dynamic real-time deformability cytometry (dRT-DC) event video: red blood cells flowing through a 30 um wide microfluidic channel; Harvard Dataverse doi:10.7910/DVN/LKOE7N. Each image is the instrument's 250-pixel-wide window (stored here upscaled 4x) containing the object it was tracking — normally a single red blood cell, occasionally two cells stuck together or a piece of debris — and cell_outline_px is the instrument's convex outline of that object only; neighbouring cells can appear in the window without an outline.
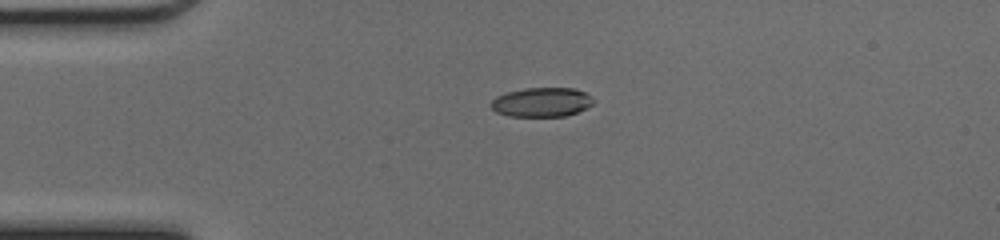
{"species": "common noctule bat (a hibernating species)", "species_latin": "Nyctalus noctula", "temperature_condition": "cold", "stored_images_in_passage": 38, "camera_frame_rate_fps": 3000, "um_per_image_px": 0.085, "animal": {"sex": "female", "body_mass_g": 17.0, "forearm_length_mm": 48.0}, "frame": {"image": 1, "passage_image": 1, "time_ms": 0.0, "image_size_px": [1000, 240], "cell_outline_px": [[596, 100], [592, 104], [576, 112], [564, 116], [508, 116], [496, 112], [488, 104], [496, 96], [508, 92], [524, 88], [576, 88], [584, 92]], "centroid_in_image_um": [46.01, 8.68], "position_along_channel_um": 39.0, "area_um2": 17.46}}
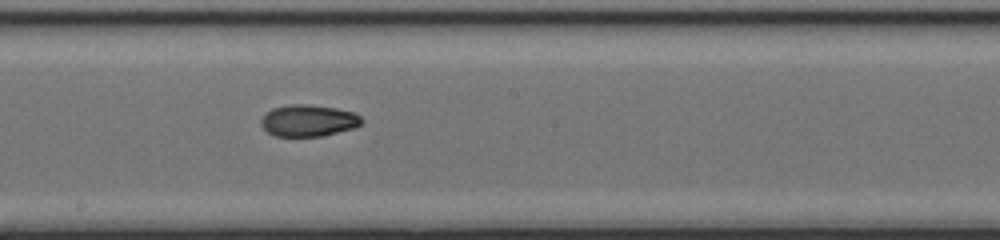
{"frame": {"image": 2, "passage_image": 16, "time_ms": 5.0, "image_size_px": [1000, 240], "cell_outline_px": [[364, 120], [360, 124], [352, 128], [324, 136], [276, 136], [268, 132], [260, 124], [260, 120], [272, 108], [292, 104], [308, 104], [336, 108], [352, 112], [360, 116]], "centroid_in_image_um": [26.21, 10.25], "position_along_channel_um": 222.0, "area_um2": 18.44}}
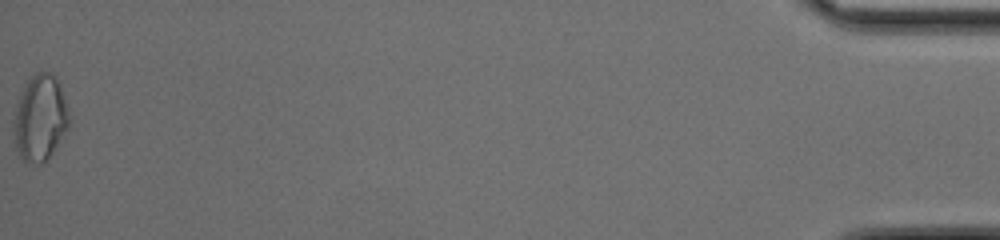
{"frame": {"image": 3, "passage_image": 38, "time_ms": 12.333, "image_size_px": [1000, 240], "cell_outline_px": [[72, 120], [68, 128], [52, 152], [40, 164], [28, 164], [20, 156], [16, 148], [12, 128], [12, 120], [16, 104], [28, 80], [36, 72], [48, 72], [56, 76], [68, 108]], "centroid_in_image_um": [3.4, 10.04], "position_along_channel_um": 431.8, "area_um2": 27.92}, "authors_computed_cell_mechanics": {"area_um2": 18.6983, "velocity_mm_per_s": 4.2844, "shape_relaxation_time_tau1_ms": 4.529, "shape_relaxation_time_tau2_ms": 10.395, "deformation_change_tau1": 0.1825, "deformation_change_tau2": 0.1267}}